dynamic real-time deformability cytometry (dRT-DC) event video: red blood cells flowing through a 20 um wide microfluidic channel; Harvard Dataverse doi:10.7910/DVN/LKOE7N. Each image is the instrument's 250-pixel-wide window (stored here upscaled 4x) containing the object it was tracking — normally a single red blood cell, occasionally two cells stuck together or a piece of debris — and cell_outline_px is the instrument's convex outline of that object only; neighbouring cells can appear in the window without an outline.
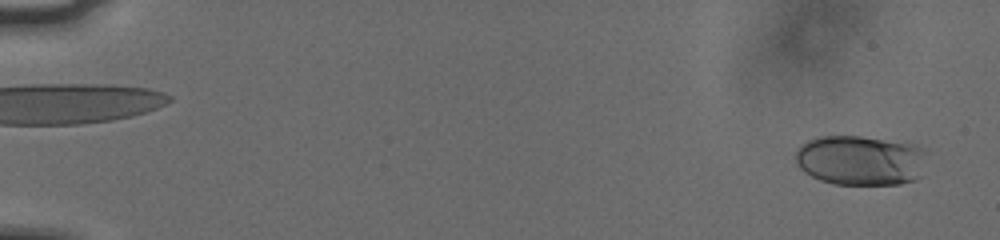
{"species": "human", "species_latin": "Homo sapiens", "temperature_condition": "cold", "stored_images_in_passage": 56, "camera_frame_rate_fps": 3000, "um_per_image_px": 0.085, "donor": {"sex": "male"}, "frame": {"image": 1, "passage_image": 3, "time_ms": 0.667, "image_size_px": [1000, 240], "cell_outline_px": [[912, 180], [900, 184], [836, 184], [820, 180], [812, 176], [796, 160], [796, 152], [804, 144], [812, 140], [824, 136], [860, 136], [900, 144], [908, 148]], "centroid_in_image_um": [72.72, 13.65], "position_along_channel_um": 12.3, "area_um2": 33.87}}
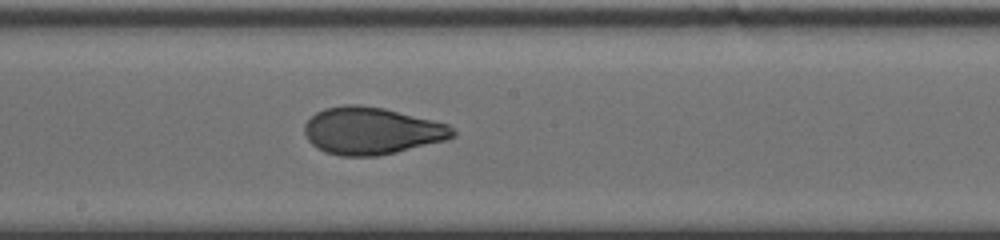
{"frame": {"image": 2, "passage_image": 33, "time_ms": 10.667, "image_size_px": [1000, 240], "cell_outline_px": [[456, 136], [444, 140], [396, 152], [376, 156], [340, 156], [328, 152], [312, 144], [308, 140], [304, 132], [304, 124], [316, 112], [324, 108], [348, 104], [356, 104], [384, 108], [448, 124], [456, 132]], "centroid_in_image_um": [31.58, 11.11], "position_along_channel_um": 216.6, "area_um2": 40.46}}
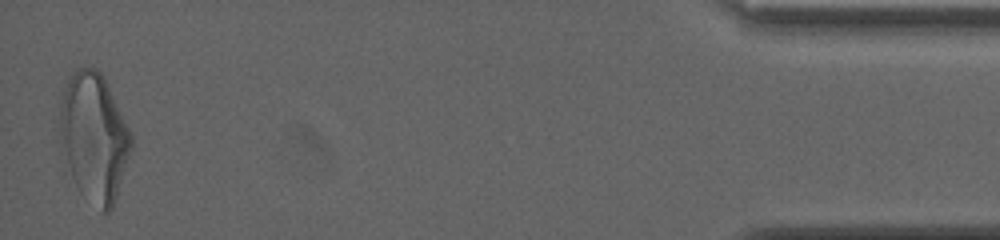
{"frame": {"image": 3, "passage_image": 56, "time_ms": 18.333, "image_size_px": [1000, 240], "cell_outline_px": [[132, 148], [112, 208], [108, 212], [100, 212], [80, 192], [60, 152], [60, 104], [68, 76], [80, 68], [96, 68], [100, 72], [132, 132]], "centroid_in_image_um": [7.98, 11.68], "position_along_channel_um": 427.2, "area_um2": 53.18}, "authors_computed_cell_mechanics": {"area_um2": 39.593, "velocity_mm_per_s": 3.7672, "shape_relaxation_time_tau1_ms": 5.5105, "shape_relaxation_time_tau2_ms": 0.9366, "deformation_change_tau1": 0.1772, "deformation_change_tau2": 0.0582}}